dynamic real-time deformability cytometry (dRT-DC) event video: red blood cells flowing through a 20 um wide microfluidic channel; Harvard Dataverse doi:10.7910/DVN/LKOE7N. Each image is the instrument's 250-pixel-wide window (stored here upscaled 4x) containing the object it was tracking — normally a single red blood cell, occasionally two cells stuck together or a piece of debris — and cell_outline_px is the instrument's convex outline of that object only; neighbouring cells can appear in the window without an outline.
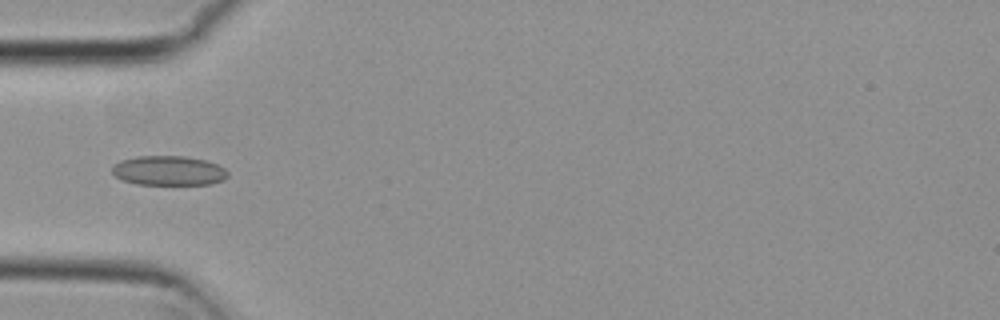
{"species": "common noctule bat (a hibernating species)", "species_latin": "Nyctalus noctula", "temperature_condition": "cold", "stored_images_in_passage": 4, "camera_frame_rate_fps": 3000, "um_per_image_px": 0.085, "animal": {"sex": "female", "body_mass_g": 29.2, "forearm_length_mm": 56.3}, "frame": {"image": 1, "passage_image": 4, "time_ms": 1.0, "image_size_px": [1000, 320], "cell_outline_px": [[228, 176], [224, 180], [208, 184], [136, 184], [124, 180], [116, 176], [112, 172], [112, 168], [120, 160], [136, 156], [184, 156], [204, 160], [216, 164], [224, 168], [228, 172]], "centroid_in_image_um": [14.34, 14.5], "position_along_channel_um": 70.7, "area_um2": 19.77}}